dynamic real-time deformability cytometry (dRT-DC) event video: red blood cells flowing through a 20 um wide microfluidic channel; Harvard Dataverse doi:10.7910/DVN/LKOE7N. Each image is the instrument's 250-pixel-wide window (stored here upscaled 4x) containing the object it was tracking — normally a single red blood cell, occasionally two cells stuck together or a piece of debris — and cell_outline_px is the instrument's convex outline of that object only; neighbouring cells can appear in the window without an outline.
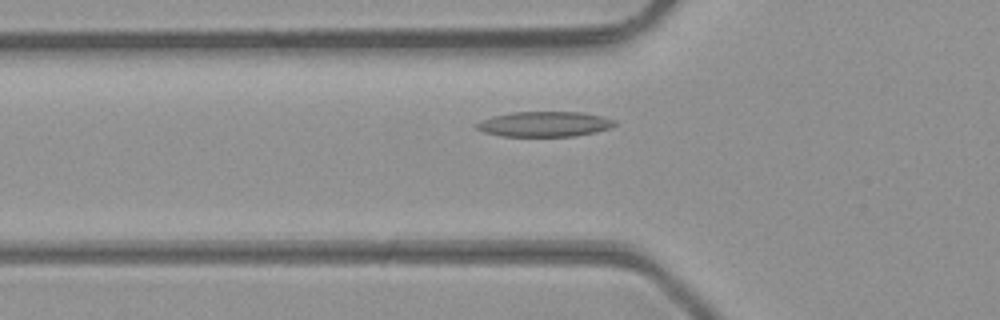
{"species": "common noctule bat (a hibernating species)", "species_latin": "Nyctalus noctula", "temperature_condition": "room temperature", "stored_images_in_passage": 33, "camera_frame_rate_fps": 3000, "um_per_image_px": 0.085, "animal": {"sex": "male", "body_mass_g": 23.1, "forearm_length_mm": 52.7}, "frame": {"image": 1, "passage_image": 2, "time_ms": 0.333, "image_size_px": [1000, 320], "cell_outline_px": [[616, 124], [608, 128], [596, 132], [572, 136], [500, 136], [484, 132], [476, 128], [476, 124], [492, 116], [512, 112], [580, 112], [600, 116], [616, 120]], "centroid_in_image_um": [46.28, 10.55], "position_along_channel_um": 79.5, "area_um2": 20.06}}
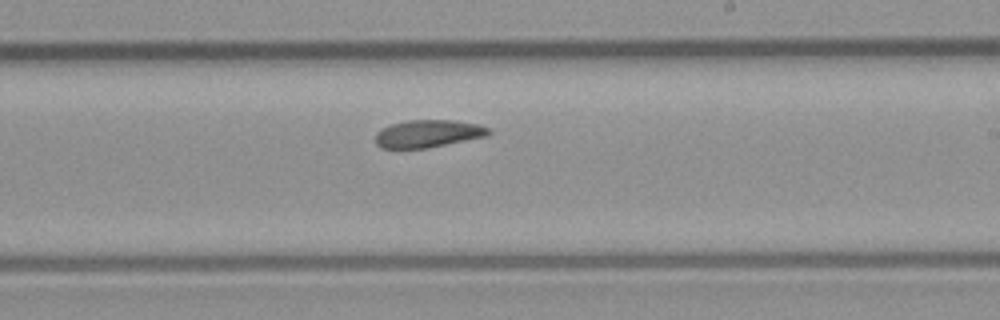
{"frame": {"image": 2, "passage_image": 14, "time_ms": 4.333, "image_size_px": [1000, 320], "cell_outline_px": [[492, 132], [484, 136], [424, 148], [380, 148], [376, 144], [376, 132], [380, 128], [392, 124], [408, 120], [456, 120], [480, 124], [492, 128]], "centroid_in_image_um": [36.38, 11.34], "position_along_channel_um": 252.6, "area_um2": 18.09}}
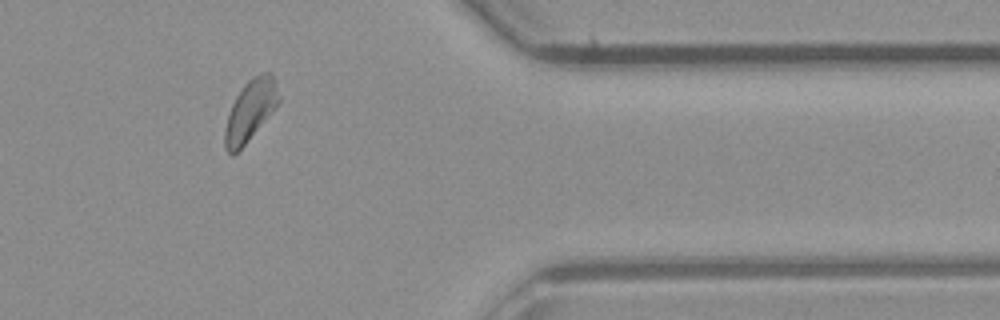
{"frame": {"image": 3, "passage_image": 25, "time_ms": 8.0, "image_size_px": [1000, 320], "cell_outline_px": [[280, 100], [244, 144], [232, 156], [224, 148], [224, 128], [232, 104], [236, 96], [244, 84], [252, 76], [260, 72], [272, 72], [276, 80], [280, 96]], "centroid_in_image_um": [21.27, 9.33], "position_along_channel_um": 390.1, "area_um2": 18.84}, "authors_computed_cell_mechanics": {"area_um2": 18.8428, "velocity_mm_per_s": 4.2997, "shape_relaxation_time_tau1_ms": null, "shape_relaxation_time_tau2_ms": 8.3646, "deformation_change_tau1": null, "deformation_change_tau2": 0.1789}}